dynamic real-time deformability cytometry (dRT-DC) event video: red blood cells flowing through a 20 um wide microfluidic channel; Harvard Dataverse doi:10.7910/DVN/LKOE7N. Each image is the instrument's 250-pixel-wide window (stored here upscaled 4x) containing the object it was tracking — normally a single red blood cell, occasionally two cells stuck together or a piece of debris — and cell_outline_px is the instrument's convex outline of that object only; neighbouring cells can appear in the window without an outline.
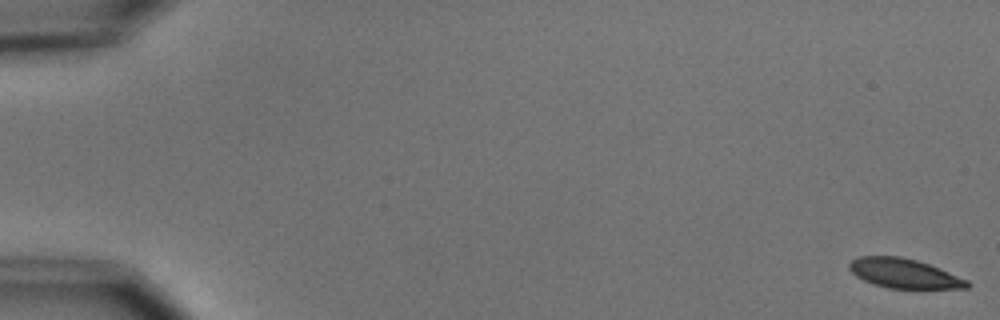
{"species": "common noctule bat (a hibernating species)", "species_latin": "Nyctalus noctula", "temperature_condition": "cold", "stored_images_in_passage": 5, "camera_frame_rate_fps": 3000, "um_per_image_px": 0.085, "animal": {"sex": "male", "body_mass_g": 15.6}, "frame": {"image": 1, "passage_image": 1, "time_ms": 0.0, "image_size_px": [1000, 320], "cell_outline_px": [[972, 284], [968, 288], [888, 288], [872, 284], [856, 276], [848, 268], [848, 264], [852, 260], [860, 256], [900, 256], [916, 260], [940, 268], [968, 280]], "centroid_in_image_um": [76.84, 23.24], "position_along_channel_um": 8.2, "area_um2": 20.23}}
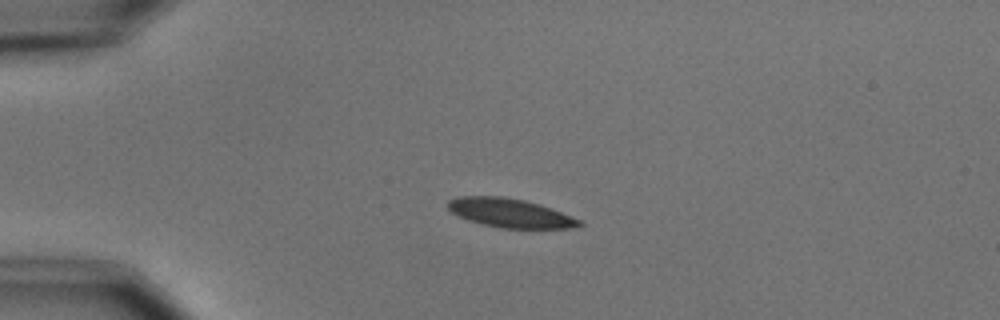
{"frame": {"image": 2, "passage_image": 4, "time_ms": 4.333, "image_size_px": [1000, 320], "cell_outline_px": [[584, 224], [580, 228], [500, 228], [468, 220], [452, 212], [448, 208], [448, 200], [456, 196], [504, 196], [524, 200], [540, 204], [580, 220]], "centroid_in_image_um": [43.36, 18.1], "position_along_channel_um": 41.6, "area_um2": 22.08}}